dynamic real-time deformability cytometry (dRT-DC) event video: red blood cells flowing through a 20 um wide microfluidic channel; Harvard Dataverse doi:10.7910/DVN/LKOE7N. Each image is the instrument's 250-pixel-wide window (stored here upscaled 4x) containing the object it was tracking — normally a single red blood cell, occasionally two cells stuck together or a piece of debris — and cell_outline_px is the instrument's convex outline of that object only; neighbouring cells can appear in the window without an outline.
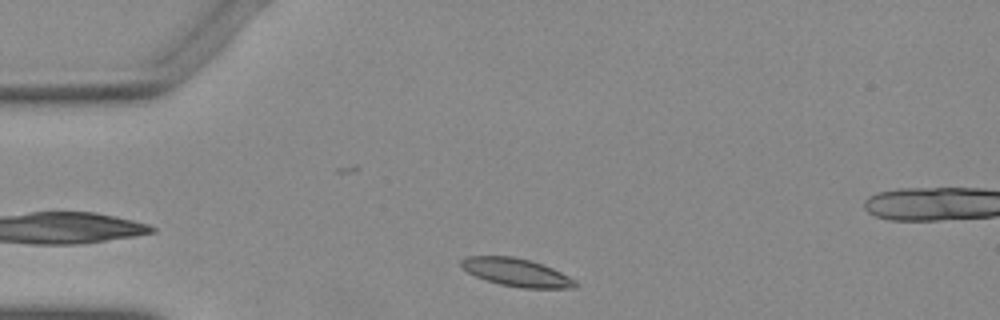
{"species": "Egyptian fruit bat (a non-hibernating species)", "species_latin": "Rousettus aegyptiacus", "temperature_condition": "warm", "stored_images_in_passage": 33, "camera_frame_rate_fps": 3000, "um_per_image_px": 0.085, "animal": {"sex": "female"}, "frame": {"image": 1, "passage_image": 2, "time_ms": 0.333, "image_size_px": [1000, 320], "cell_outline_px": [[580, 284], [576, 288], [524, 288], [500, 284], [476, 276], [468, 272], [460, 264], [460, 260], [468, 256], [512, 256], [532, 260], [552, 268], [576, 280]], "centroid_in_image_um": [43.95, 23.15], "position_along_channel_um": 41.1, "area_um2": 18.55}}
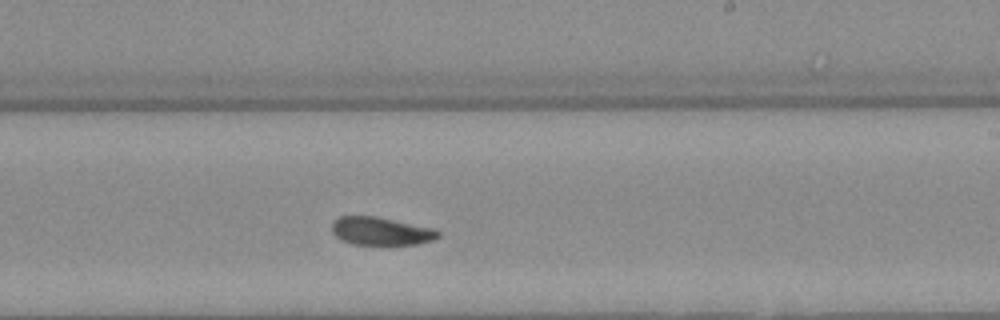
{"frame": {"image": 2, "passage_image": 21, "time_ms": 6.667, "image_size_px": [1000, 320], "cell_outline_px": [[440, 236], [432, 240], [416, 244], [384, 248], [352, 244], [340, 240], [332, 232], [332, 220], [340, 216], [376, 216], [436, 228], [440, 232]], "centroid_in_image_um": [32.39, 19.69], "position_along_channel_um": 256.6, "area_um2": 18.44}}
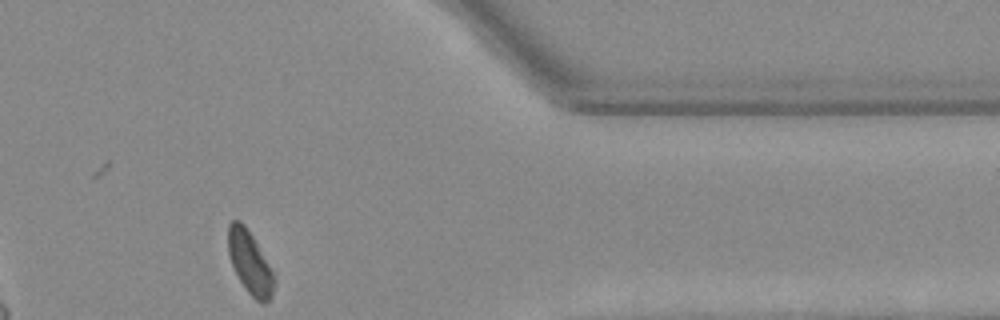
{"frame": {"image": 3, "passage_image": 33, "time_ms": 10.667, "image_size_px": [1000, 320], "cell_outline_px": [[276, 280], [272, 296], [264, 304], [260, 304], [244, 288], [232, 264], [228, 252], [228, 224], [232, 220], [240, 220], [244, 224], [252, 236], [272, 272]], "centroid_in_image_um": [21.23, 22.34], "position_along_channel_um": 390.2, "area_um2": 16.53}}